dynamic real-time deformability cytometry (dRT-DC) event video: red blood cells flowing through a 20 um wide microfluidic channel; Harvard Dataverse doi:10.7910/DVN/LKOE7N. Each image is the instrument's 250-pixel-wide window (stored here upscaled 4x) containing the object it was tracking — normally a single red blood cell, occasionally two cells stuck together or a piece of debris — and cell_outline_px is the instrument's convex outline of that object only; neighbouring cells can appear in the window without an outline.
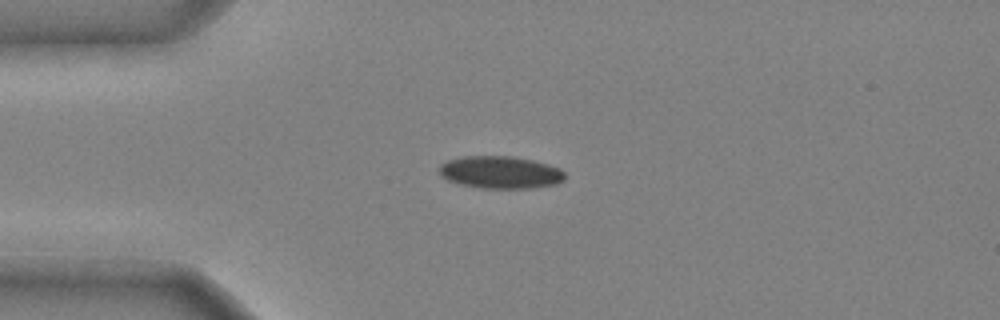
{"species": "common noctule bat (a hibernating species)", "species_latin": "Nyctalus noctula", "temperature_condition": "cold", "stored_images_in_passage": 37, "camera_frame_rate_fps": 3000, "um_per_image_px": 0.085, "animal": {"sex": "male", "body_mass_g": 20.4}, "frame": {"image": 1, "passage_image": 1, "time_ms": 0.0, "image_size_px": [1000, 320], "cell_outline_px": [[564, 180], [556, 184], [532, 188], [480, 188], [460, 184], [448, 180], [440, 176], [440, 164], [448, 160], [460, 156], [512, 156], [532, 160], [548, 164], [560, 168], [564, 172]], "centroid_in_image_um": [42.52, 14.64], "position_along_channel_um": 42.5, "area_um2": 23.81}}
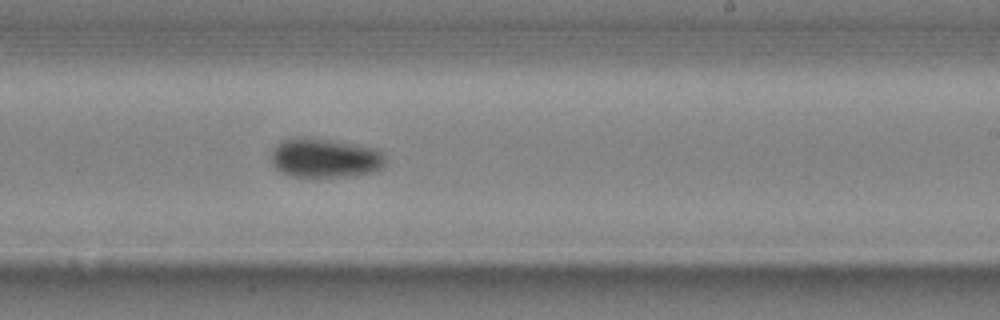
{"frame": {"image": 2, "passage_image": 19, "time_ms": 6.0, "image_size_px": [1000, 320], "cell_outline_px": [[384, 164], [376, 172], [352, 176], [288, 176], [280, 172], [272, 164], [272, 148], [276, 144], [292, 136], [308, 136], [380, 148], [384, 152]], "centroid_in_image_um": [27.62, 13.4], "position_along_channel_um": 261.4, "area_um2": 26.7}}
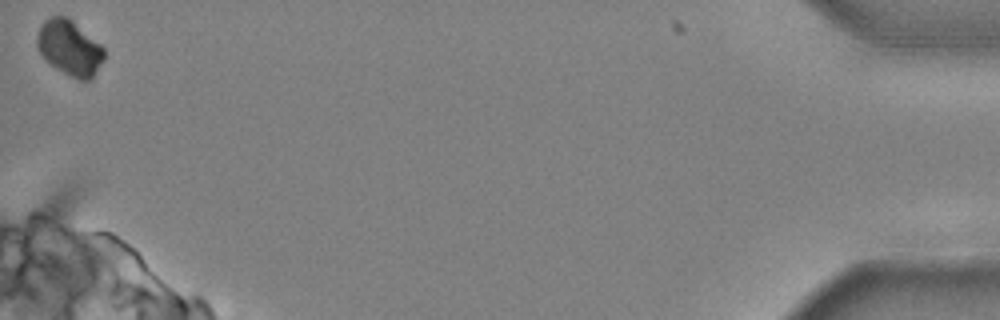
{"frame": {"image": 3, "passage_image": 37, "time_ms": 12.0, "image_size_px": [1000, 320], "cell_outline_px": [[104, 60], [92, 76], [88, 80], [80, 80], [56, 68], [40, 52], [36, 44], [36, 36], [44, 20], [52, 16], [64, 16], [100, 44], [104, 48]], "centroid_in_image_um": [5.9, 4.07], "position_along_channel_um": 429.3, "area_um2": 20.75}, "authors_computed_cell_mechanics": {"area_um2": 24.5072, "velocity_mm_per_s": 3.9772, "shape_relaxation_time_tau1_ms": 6.938, "shape_relaxation_time_tau2_ms": null, "deformation_change_tau1": 0.1363, "deformation_change_tau2": null}}